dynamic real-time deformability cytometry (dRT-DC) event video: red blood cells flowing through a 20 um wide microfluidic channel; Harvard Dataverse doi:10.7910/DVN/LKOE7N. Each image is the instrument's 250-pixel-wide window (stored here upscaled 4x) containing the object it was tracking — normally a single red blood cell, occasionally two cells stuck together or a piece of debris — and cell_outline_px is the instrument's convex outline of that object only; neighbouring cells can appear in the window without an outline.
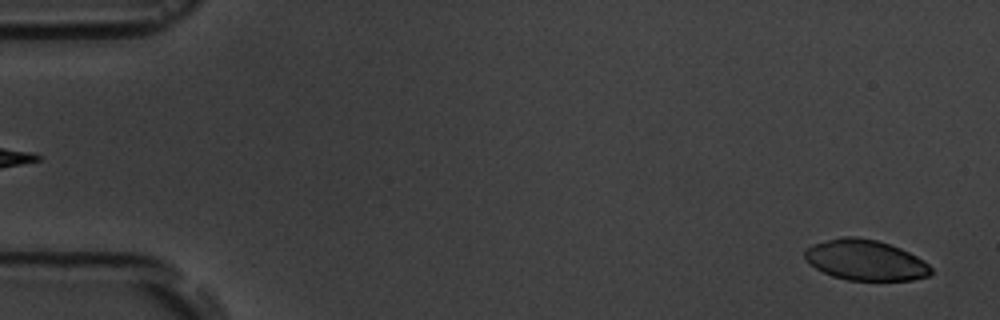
{"species": "common noctule bat (a hibernating species)", "species_latin": "Nyctalus noctula", "temperature_condition": "room temperature", "stored_images_in_passage": 6, "camera_frame_rate_fps": 3000, "um_per_image_px": 0.085, "animal": {"sex": "male", "body_mass_g": 19.5, "forearm_length_mm": 54.6}, "frame": {"image": 1, "passage_image": 6, "time_ms": 5.667, "image_size_px": [1000, 320], "cell_outline_px": [[932, 272], [928, 276], [912, 280], [848, 280], [832, 276], [808, 264], [804, 256], [804, 248], [812, 244], [840, 236], [856, 236], [876, 240], [900, 248], [924, 260], [932, 268]], "centroid_in_image_um": [73.52, 22.1], "position_along_channel_um": 11.5, "area_um2": 29.94}}